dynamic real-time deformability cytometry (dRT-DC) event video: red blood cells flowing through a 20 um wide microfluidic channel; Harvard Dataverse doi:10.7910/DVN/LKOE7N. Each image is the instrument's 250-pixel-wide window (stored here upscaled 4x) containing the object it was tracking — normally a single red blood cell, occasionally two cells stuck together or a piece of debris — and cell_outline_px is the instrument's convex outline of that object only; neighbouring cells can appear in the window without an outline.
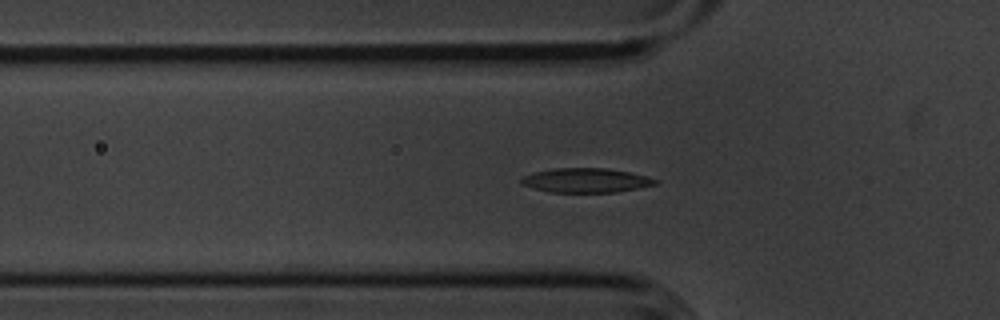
{"species": "common noctule bat (a hibernating species)", "species_latin": "Nyctalus noctula", "temperature_condition": "cold", "stored_images_in_passage": 48, "camera_frame_rate_fps": 3000, "um_per_image_px": 0.085, "animal": {"sex": "male", "body_mass_g": 20.1, "forearm_length_mm": 53.5}, "frame": {"image": 1, "passage_image": 10, "time_ms": 3.0, "image_size_px": [1000, 320], "cell_outline_px": [[660, 180], [656, 184], [640, 188], [616, 192], [548, 192], [532, 188], [520, 184], [520, 176], [532, 172], [552, 168], [604, 168], [628, 172]], "centroid_in_image_um": [49.72, 15.33], "position_along_channel_um": 76.1, "area_um2": 19.19}}
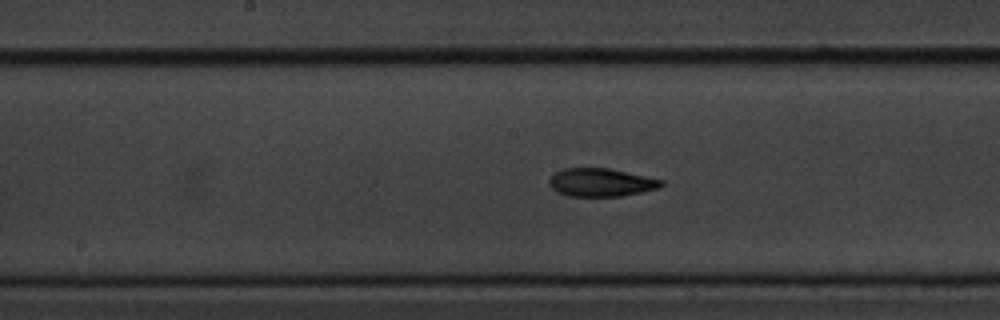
{"frame": {"image": 2, "passage_image": 20, "time_ms": 6.333, "image_size_px": [1000, 320], "cell_outline_px": [[664, 184], [660, 188], [620, 196], [568, 196], [556, 192], [548, 184], [548, 180], [552, 172], [560, 168], [608, 168], [664, 180]], "centroid_in_image_um": [51.02, 15.5], "position_along_channel_um": 197.2, "area_um2": 18.61}}
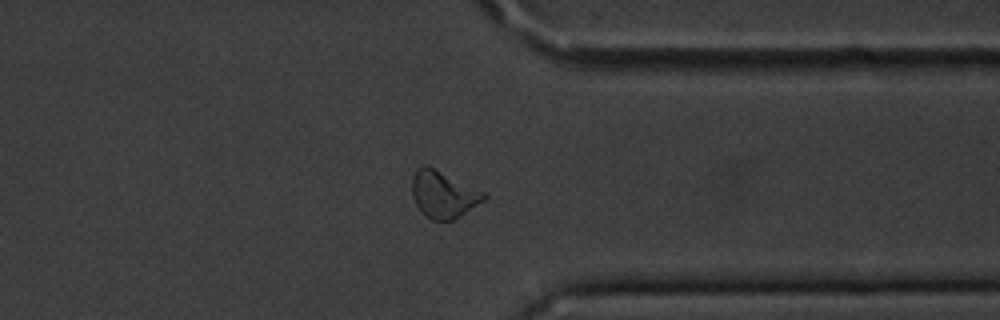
{"frame": {"image": 3, "passage_image": 35, "time_ms": 11.333, "image_size_px": [1000, 320], "cell_outline_px": [[488, 196], [484, 200], [460, 216], [452, 220], [432, 220], [420, 212], [412, 196], [412, 176], [416, 168], [424, 164], [428, 164], [488, 192]], "centroid_in_image_um": [37.7, 16.48], "position_along_channel_um": 373.7, "area_um2": 20.23}, "authors_computed_cell_mechanics": {"area_um2": 19.074, "velocity_mm_per_s": 3.5995, "shape_relaxation_time_tau1_ms": 3.1309, "shape_relaxation_time_tau2_ms": 2.7984, "deformation_change_tau1": 0.1314, "deformation_change_tau2": 0.0807}}